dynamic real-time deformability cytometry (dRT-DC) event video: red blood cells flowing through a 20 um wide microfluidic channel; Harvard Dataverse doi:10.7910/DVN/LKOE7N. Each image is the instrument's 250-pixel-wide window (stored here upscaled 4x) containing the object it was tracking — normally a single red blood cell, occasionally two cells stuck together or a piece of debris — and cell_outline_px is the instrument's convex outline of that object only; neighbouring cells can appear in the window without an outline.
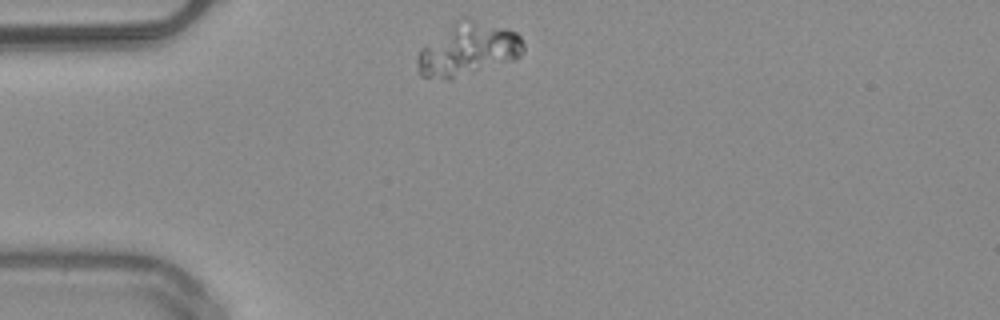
{"species": "common noctule bat (a hibernating species)", "species_latin": "Nyctalus noctula", "temperature_condition": "warm", "stored_images_in_passage": 40, "camera_frame_rate_fps": 3000, "um_per_image_px": 0.085, "animal": {"sex": "male", "body_mass_g": 20.4}, "frame": {"image": 1, "passage_image": 1, "time_ms": 0.0, "image_size_px": [1000, 320], "cell_outline_px": [[524, 52], [516, 60], [448, 80], [420, 76], [416, 72], [416, 56], [420, 48], [460, 16], [464, 16], [516, 32], [520, 36], [524, 44]], "centroid_in_image_um": [39.74, 4.21], "position_along_channel_um": 45.3, "area_um2": 33.18}}
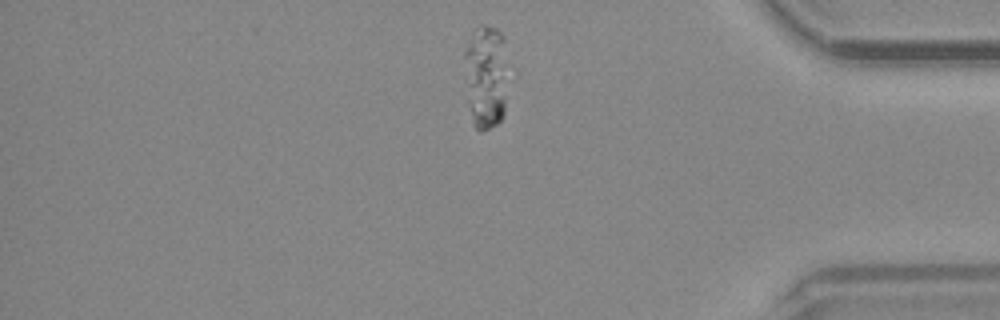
{"frame": {"image": 2, "passage_image": 32, "time_ms": 10.333, "image_size_px": [1000, 320], "cell_outline_px": [[504, 112], [500, 120], [496, 124], [480, 132], [476, 128], [472, 120], [468, 104], [464, 56], [464, 48], [472, 32], [480, 24], [484, 24], [496, 28], [504, 36]], "centroid_in_image_um": [41.24, 6.46], "position_along_channel_um": 394.0, "area_um2": 25.84}}
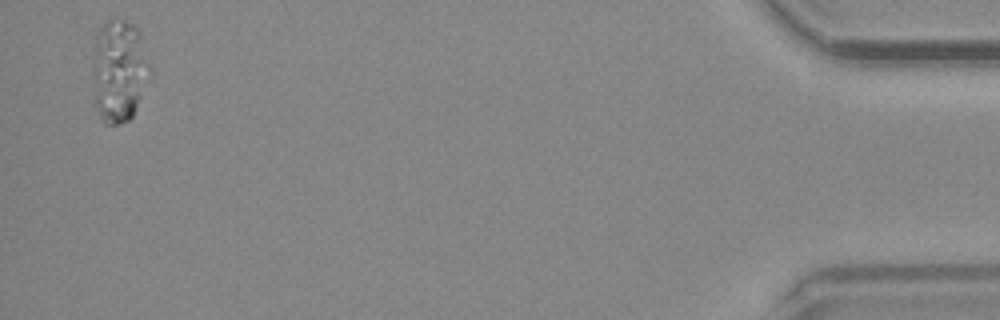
{"frame": {"image": 3, "passage_image": 39, "time_ms": 12.667, "image_size_px": [1000, 320], "cell_outline_px": [[152, 72], [132, 116], [128, 120], [116, 124], [104, 124], [92, 100], [92, 72], [96, 44], [104, 24], [108, 20], [124, 20], [132, 24], [140, 32]], "centroid_in_image_um": [10.12, 6.08], "position_along_channel_um": 425.1, "area_um2": 34.04}}